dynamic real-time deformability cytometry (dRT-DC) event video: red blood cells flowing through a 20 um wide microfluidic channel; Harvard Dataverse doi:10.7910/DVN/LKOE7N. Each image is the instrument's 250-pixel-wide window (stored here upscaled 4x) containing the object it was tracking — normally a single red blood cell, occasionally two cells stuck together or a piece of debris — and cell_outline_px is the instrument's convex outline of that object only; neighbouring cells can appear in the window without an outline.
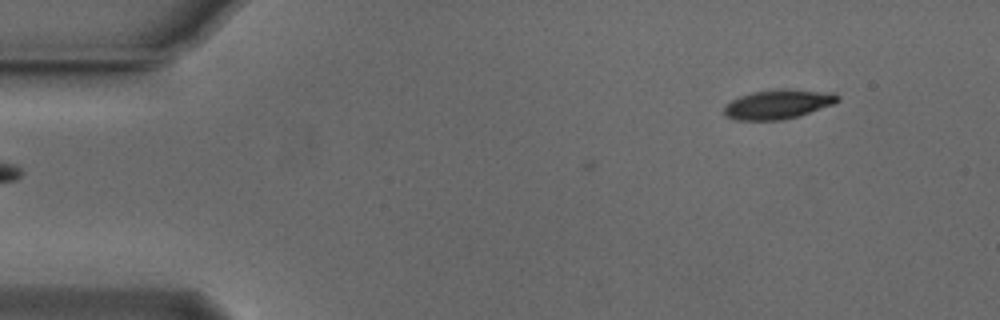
{"species": "Egyptian fruit bat (a non-hibernating species)", "species_latin": "Rousettus aegyptiacus", "temperature_condition": "cold", "stored_images_in_passage": 13, "camera_frame_rate_fps": 3000, "um_per_image_px": 0.085, "animal": {"sex": "male"}, "frame": {"image": 1, "passage_image": 13, "time_ms": 4.0, "image_size_px": [1000, 320], "cell_outline_px": [[840, 100], [836, 104], [796, 116], [780, 120], [736, 120], [724, 116], [724, 104], [740, 96], [752, 92], [776, 88], [788, 88], [836, 92], [840, 96]], "centroid_in_image_um": [66.17, 8.83], "position_along_channel_um": 18.8, "area_um2": 19.88}}